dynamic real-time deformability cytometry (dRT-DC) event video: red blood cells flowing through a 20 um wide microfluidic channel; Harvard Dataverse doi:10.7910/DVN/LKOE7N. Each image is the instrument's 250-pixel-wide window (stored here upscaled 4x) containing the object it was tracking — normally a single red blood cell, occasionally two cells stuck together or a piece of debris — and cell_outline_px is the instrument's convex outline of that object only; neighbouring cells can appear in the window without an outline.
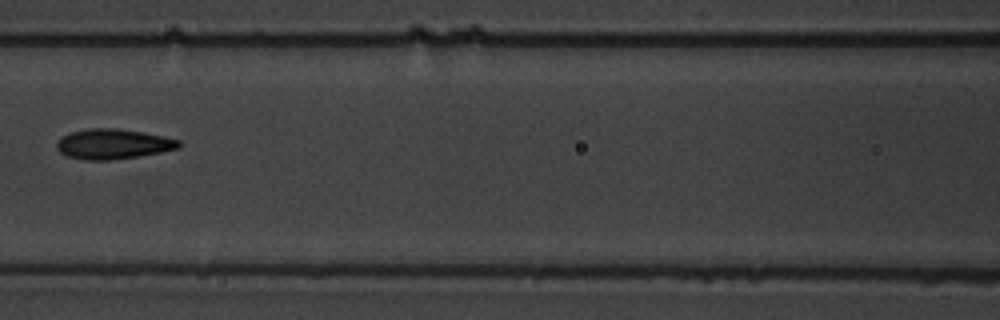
{"species": "common noctule bat (a hibernating species)", "species_latin": "Nyctalus noctula", "temperature_condition": "warm", "stored_images_in_passage": 7, "camera_frame_rate_fps": 3000, "um_per_image_px": 0.085, "animal": {"sex": "male", "body_mass_g": 19.5, "forearm_length_mm": 54.6}, "frame": {"image": 1, "passage_image": 7, "time_ms": 8.0, "image_size_px": [1000, 320], "cell_outline_px": [[180, 148], [140, 156], [112, 160], [84, 160], [68, 156], [60, 152], [56, 148], [56, 144], [64, 136], [72, 132], [88, 128], [116, 128], [144, 132], [164, 136], [180, 140]], "centroid_in_image_um": [9.64, 12.24], "position_along_channel_um": 157.0, "area_um2": 21.39}}